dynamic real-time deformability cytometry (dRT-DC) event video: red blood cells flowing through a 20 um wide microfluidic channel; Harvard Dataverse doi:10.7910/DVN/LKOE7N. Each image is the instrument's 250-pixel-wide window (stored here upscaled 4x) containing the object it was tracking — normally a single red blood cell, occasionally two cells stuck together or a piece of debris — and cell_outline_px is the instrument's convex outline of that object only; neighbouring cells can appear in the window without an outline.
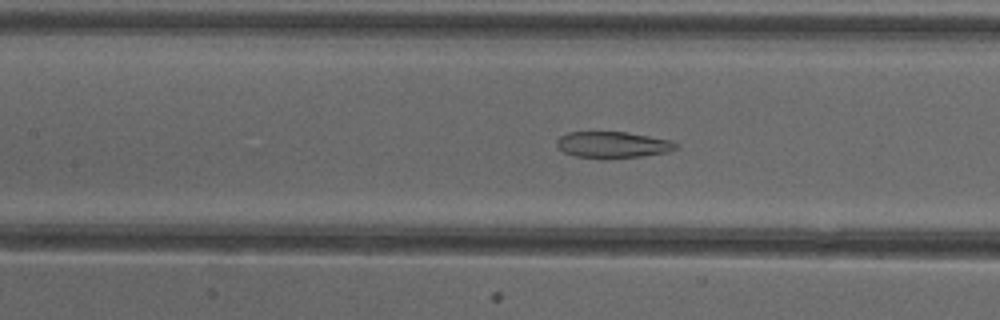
{"species": "common noctule bat (a hibernating species)", "species_latin": "Nyctalus noctula", "temperature_condition": "cold", "stored_images_in_passage": 51, "segment_of_instrument_passage": [2, 2], "camera_frame_rate_fps": 3000, "um_per_image_px": 0.085, "animal": {"sex": "female"}, "frame": {"image": 1, "passage_image": 23, "time_ms": 7.333, "image_size_px": [1000, 320], "cell_outline_px": [[680, 144], [676, 148], [668, 152], [640, 156], [576, 156], [564, 152], [556, 144], [556, 140], [560, 136], [568, 132], [624, 132], [672, 140]], "centroid_in_image_um": [52.11, 12.26], "position_along_channel_um": 155.3, "area_um2": 17.57}}
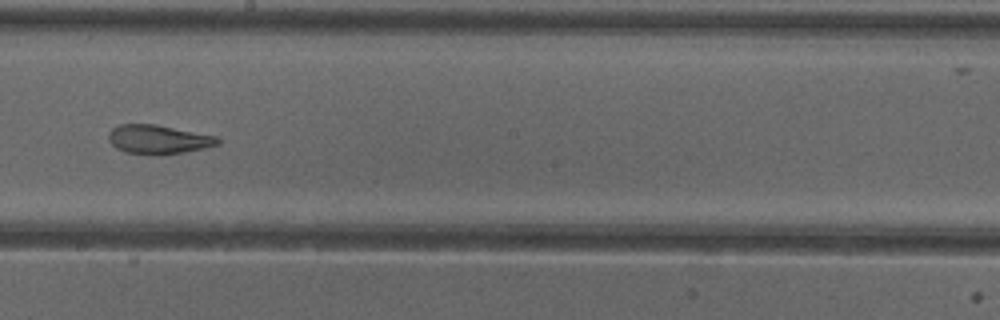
{"frame": {"image": 2, "passage_image": 29, "time_ms": 9.333, "image_size_px": [1000, 320], "cell_outline_px": [[220, 144], [204, 148], [184, 152], [124, 152], [116, 148], [108, 140], [108, 132], [112, 128], [120, 124], [156, 124], [216, 136], [220, 140]], "centroid_in_image_um": [13.44, 11.8], "position_along_channel_um": 234.8, "area_um2": 17.8}}
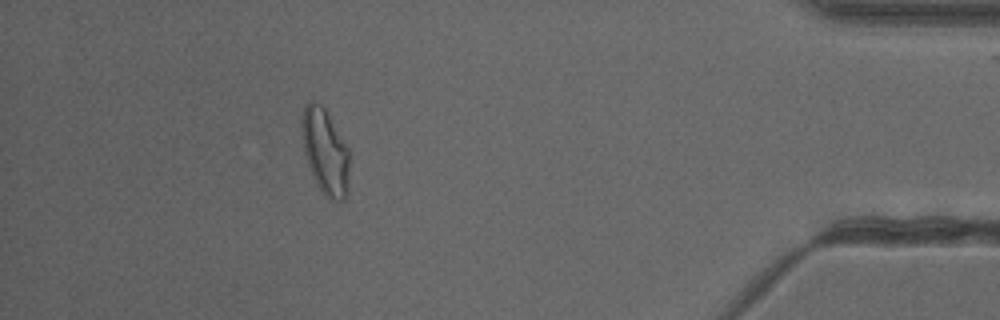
{"frame": {"image": 3, "passage_image": 46, "time_ms": 15.0, "image_size_px": [1000, 320], "cell_outline_px": [[348, 188], [344, 200], [328, 200], [324, 196], [316, 184], [308, 164], [300, 132], [300, 120], [304, 104], [312, 100], [320, 104], [324, 108], [348, 148]], "centroid_in_image_um": [27.6, 12.88], "position_along_channel_um": 407.6, "area_um2": 23.76}}